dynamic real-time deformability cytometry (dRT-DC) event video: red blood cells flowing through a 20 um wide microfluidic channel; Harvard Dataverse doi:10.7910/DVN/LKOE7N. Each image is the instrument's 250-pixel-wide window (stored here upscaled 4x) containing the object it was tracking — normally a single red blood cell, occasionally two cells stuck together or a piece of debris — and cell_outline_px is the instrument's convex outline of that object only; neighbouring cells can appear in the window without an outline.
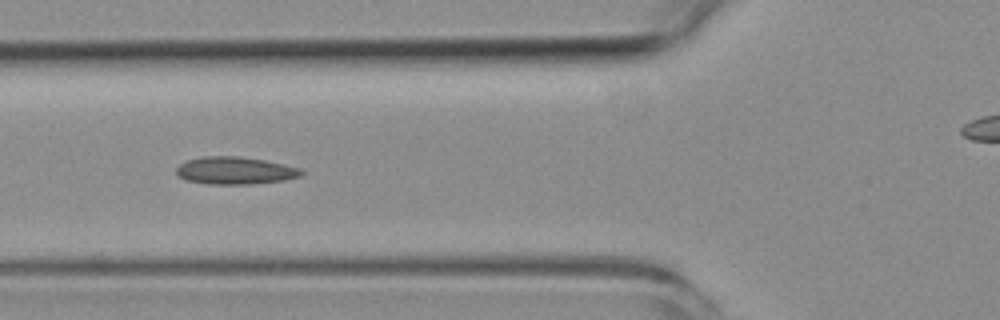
{"species": "common noctule bat (a hibernating species)", "species_latin": "Nyctalus noctula", "temperature_condition": "room temperature", "stored_images_in_passage": 7, "camera_frame_rate_fps": 3000, "um_per_image_px": 0.085, "animal": {"sex": "female", "body_mass_g": 19.3, "forearm_length_mm": 54.1}, "frame": {"image": 1, "passage_image": 5, "time_ms": 4.333, "image_size_px": [1000, 320], "cell_outline_px": [[304, 172], [300, 176], [284, 180], [252, 184], [208, 184], [184, 180], [176, 176], [176, 168], [180, 164], [188, 160], [204, 156], [240, 156], [264, 160], [284, 164], [300, 168]], "centroid_in_image_um": [19.95, 14.5], "position_along_channel_um": 105.8, "area_um2": 20.11}}
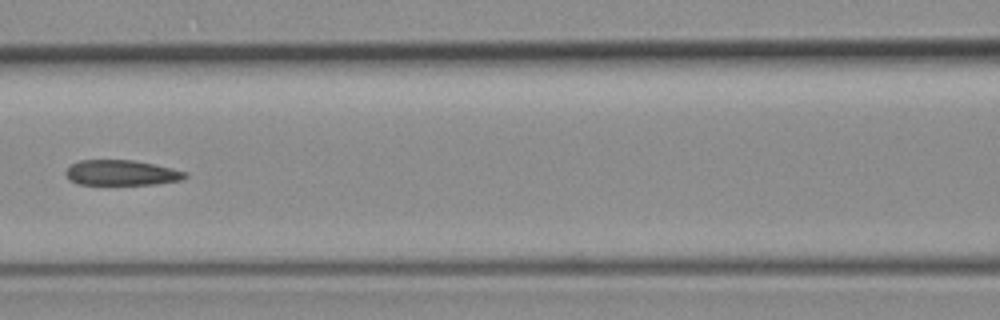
{"frame": {"image": 2, "passage_image": 6, "time_ms": 5.667, "image_size_px": [1000, 320], "cell_outline_px": [[188, 176], [184, 180], [156, 184], [76, 184], [68, 180], [64, 172], [72, 164], [80, 160], [132, 160], [156, 164], [188, 172]], "centroid_in_image_um": [10.35, 14.69], "position_along_channel_um": 156.2, "area_um2": 17.8}}
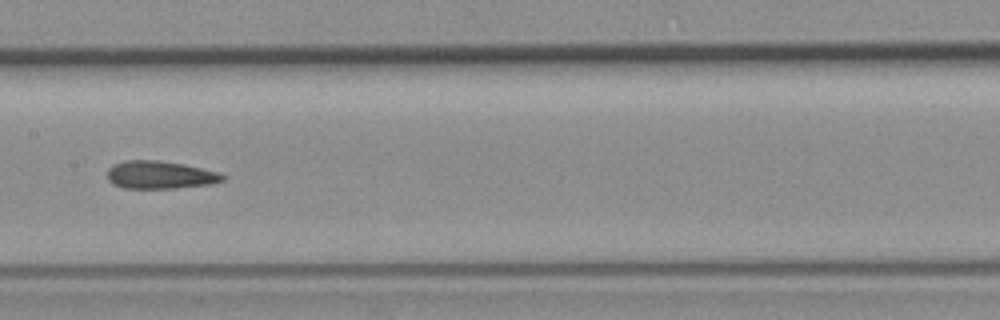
{"frame": {"image": 3, "passage_image": 7, "time_ms": 6.667, "image_size_px": [1000, 320], "cell_outline_px": [[224, 180], [212, 184], [176, 188], [124, 188], [112, 184], [108, 180], [108, 168], [112, 164], [124, 160], [156, 160], [184, 164], [216, 172], [224, 176]], "centroid_in_image_um": [13.55, 14.86], "position_along_channel_um": 193.9, "area_um2": 18.67}}